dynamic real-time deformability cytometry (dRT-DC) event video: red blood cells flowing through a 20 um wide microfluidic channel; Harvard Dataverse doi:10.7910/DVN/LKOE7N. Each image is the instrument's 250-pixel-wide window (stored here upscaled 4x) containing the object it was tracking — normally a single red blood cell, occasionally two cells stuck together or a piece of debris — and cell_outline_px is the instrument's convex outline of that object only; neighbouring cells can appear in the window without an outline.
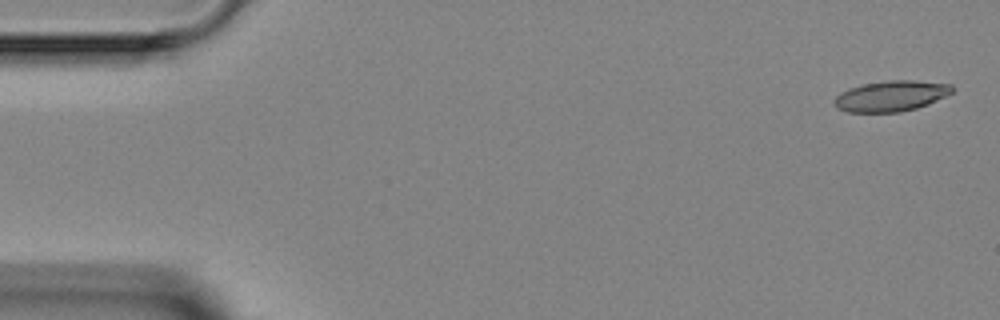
{"species": "Egyptian fruit bat (a non-hibernating species)", "species_latin": "Rousettus aegyptiacus", "temperature_condition": "room temperature", "stored_images_in_passage": 3, "camera_frame_rate_fps": 3000, "um_per_image_px": 0.085, "animal": {"sex": "female"}, "frame": {"image": 1, "passage_image": 1, "time_ms": 0.0, "image_size_px": [1000, 320], "cell_outline_px": [[956, 88], [952, 92], [928, 104], [916, 108], [900, 112], [848, 112], [836, 108], [832, 104], [832, 100], [840, 92], [848, 88], [860, 84], [888, 80], [912, 80], [952, 84]], "centroid_in_image_um": [75.69, 8.15], "position_along_channel_um": 9.3, "area_um2": 21.33}}